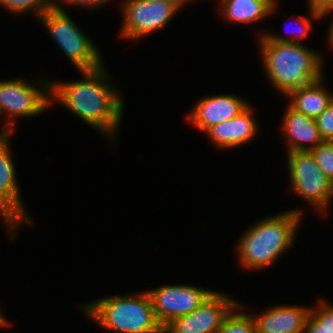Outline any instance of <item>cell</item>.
I'll return each instance as SVG.
<instances>
[{
    "label": "cell",
    "mask_w": 333,
    "mask_h": 333,
    "mask_svg": "<svg viewBox=\"0 0 333 333\" xmlns=\"http://www.w3.org/2000/svg\"><path fill=\"white\" fill-rule=\"evenodd\" d=\"M240 308L243 307L238 303L225 317L218 333H257L256 323L251 313H241Z\"/></svg>",
    "instance_id": "cell-18"
},
{
    "label": "cell",
    "mask_w": 333,
    "mask_h": 333,
    "mask_svg": "<svg viewBox=\"0 0 333 333\" xmlns=\"http://www.w3.org/2000/svg\"><path fill=\"white\" fill-rule=\"evenodd\" d=\"M45 81L38 82L41 86L43 84L42 88H36L19 78L0 82V115L10 116L6 115L8 120L4 130L14 133L17 117L36 116L50 106L51 81Z\"/></svg>",
    "instance_id": "cell-6"
},
{
    "label": "cell",
    "mask_w": 333,
    "mask_h": 333,
    "mask_svg": "<svg viewBox=\"0 0 333 333\" xmlns=\"http://www.w3.org/2000/svg\"><path fill=\"white\" fill-rule=\"evenodd\" d=\"M248 106L244 99L232 94L211 95L200 99L186 118L199 130L206 132L210 127L239 115Z\"/></svg>",
    "instance_id": "cell-11"
},
{
    "label": "cell",
    "mask_w": 333,
    "mask_h": 333,
    "mask_svg": "<svg viewBox=\"0 0 333 333\" xmlns=\"http://www.w3.org/2000/svg\"><path fill=\"white\" fill-rule=\"evenodd\" d=\"M320 300L318 306L311 308L310 314L329 332L333 333V306Z\"/></svg>",
    "instance_id": "cell-22"
},
{
    "label": "cell",
    "mask_w": 333,
    "mask_h": 333,
    "mask_svg": "<svg viewBox=\"0 0 333 333\" xmlns=\"http://www.w3.org/2000/svg\"><path fill=\"white\" fill-rule=\"evenodd\" d=\"M11 323H9L8 322V320H0V328L2 327V326H5L6 327V325L8 326V325H10Z\"/></svg>",
    "instance_id": "cell-30"
},
{
    "label": "cell",
    "mask_w": 333,
    "mask_h": 333,
    "mask_svg": "<svg viewBox=\"0 0 333 333\" xmlns=\"http://www.w3.org/2000/svg\"><path fill=\"white\" fill-rule=\"evenodd\" d=\"M294 21L297 22V24H299V26H300L299 31L297 30L298 32H297V34H295L296 35L295 39L288 38L287 36H280V35L278 36L277 34L273 35V33H267V32L261 33L260 36H263L265 34L271 41H274V42L301 43L298 41V39L306 37L311 32V29H312L311 23L312 22H311L310 18L305 17L303 15L302 16L300 15V17L296 18Z\"/></svg>",
    "instance_id": "cell-21"
},
{
    "label": "cell",
    "mask_w": 333,
    "mask_h": 333,
    "mask_svg": "<svg viewBox=\"0 0 333 333\" xmlns=\"http://www.w3.org/2000/svg\"><path fill=\"white\" fill-rule=\"evenodd\" d=\"M291 190L318 212L326 211L333 197V182L316 164L309 151L287 152Z\"/></svg>",
    "instance_id": "cell-7"
},
{
    "label": "cell",
    "mask_w": 333,
    "mask_h": 333,
    "mask_svg": "<svg viewBox=\"0 0 333 333\" xmlns=\"http://www.w3.org/2000/svg\"><path fill=\"white\" fill-rule=\"evenodd\" d=\"M54 4L55 0H0V6L5 7L10 12L20 14L31 11L36 15L37 19Z\"/></svg>",
    "instance_id": "cell-19"
},
{
    "label": "cell",
    "mask_w": 333,
    "mask_h": 333,
    "mask_svg": "<svg viewBox=\"0 0 333 333\" xmlns=\"http://www.w3.org/2000/svg\"><path fill=\"white\" fill-rule=\"evenodd\" d=\"M322 80L323 78H320L306 86L292 89L286 95L290 99L288 104L306 116L316 119L333 101V94L325 89Z\"/></svg>",
    "instance_id": "cell-16"
},
{
    "label": "cell",
    "mask_w": 333,
    "mask_h": 333,
    "mask_svg": "<svg viewBox=\"0 0 333 333\" xmlns=\"http://www.w3.org/2000/svg\"><path fill=\"white\" fill-rule=\"evenodd\" d=\"M0 131H1L0 134L6 132V130H4V128H2V130H0Z\"/></svg>",
    "instance_id": "cell-32"
},
{
    "label": "cell",
    "mask_w": 333,
    "mask_h": 333,
    "mask_svg": "<svg viewBox=\"0 0 333 333\" xmlns=\"http://www.w3.org/2000/svg\"><path fill=\"white\" fill-rule=\"evenodd\" d=\"M304 333H329L311 314L308 316Z\"/></svg>",
    "instance_id": "cell-27"
},
{
    "label": "cell",
    "mask_w": 333,
    "mask_h": 333,
    "mask_svg": "<svg viewBox=\"0 0 333 333\" xmlns=\"http://www.w3.org/2000/svg\"><path fill=\"white\" fill-rule=\"evenodd\" d=\"M156 319L165 328L174 319L198 308L214 291L194 285H170L147 291Z\"/></svg>",
    "instance_id": "cell-9"
},
{
    "label": "cell",
    "mask_w": 333,
    "mask_h": 333,
    "mask_svg": "<svg viewBox=\"0 0 333 333\" xmlns=\"http://www.w3.org/2000/svg\"><path fill=\"white\" fill-rule=\"evenodd\" d=\"M236 305L238 301L214 291L191 313L169 323L164 333H218L225 317Z\"/></svg>",
    "instance_id": "cell-10"
},
{
    "label": "cell",
    "mask_w": 333,
    "mask_h": 333,
    "mask_svg": "<svg viewBox=\"0 0 333 333\" xmlns=\"http://www.w3.org/2000/svg\"><path fill=\"white\" fill-rule=\"evenodd\" d=\"M0 216L1 218H3L2 220L6 223L5 225L8 226L7 228H9V230L11 231H14L11 232L12 234L9 235L10 237L14 238L15 237L14 234H16L15 231H17L16 229H18V226H20L21 224L1 204H0Z\"/></svg>",
    "instance_id": "cell-26"
},
{
    "label": "cell",
    "mask_w": 333,
    "mask_h": 333,
    "mask_svg": "<svg viewBox=\"0 0 333 333\" xmlns=\"http://www.w3.org/2000/svg\"><path fill=\"white\" fill-rule=\"evenodd\" d=\"M11 131L0 134V204L21 224H32L20 198V186L17 185L15 165L10 155Z\"/></svg>",
    "instance_id": "cell-12"
},
{
    "label": "cell",
    "mask_w": 333,
    "mask_h": 333,
    "mask_svg": "<svg viewBox=\"0 0 333 333\" xmlns=\"http://www.w3.org/2000/svg\"><path fill=\"white\" fill-rule=\"evenodd\" d=\"M258 38L263 68L269 81L283 95L323 78V59L312 48L302 43L274 42L265 34Z\"/></svg>",
    "instance_id": "cell-2"
},
{
    "label": "cell",
    "mask_w": 333,
    "mask_h": 333,
    "mask_svg": "<svg viewBox=\"0 0 333 333\" xmlns=\"http://www.w3.org/2000/svg\"><path fill=\"white\" fill-rule=\"evenodd\" d=\"M165 1L171 2L179 9H181L185 5V3L187 4V1L189 2L190 0H165Z\"/></svg>",
    "instance_id": "cell-28"
},
{
    "label": "cell",
    "mask_w": 333,
    "mask_h": 333,
    "mask_svg": "<svg viewBox=\"0 0 333 333\" xmlns=\"http://www.w3.org/2000/svg\"><path fill=\"white\" fill-rule=\"evenodd\" d=\"M309 152L326 177L333 182V141H323Z\"/></svg>",
    "instance_id": "cell-20"
},
{
    "label": "cell",
    "mask_w": 333,
    "mask_h": 333,
    "mask_svg": "<svg viewBox=\"0 0 333 333\" xmlns=\"http://www.w3.org/2000/svg\"><path fill=\"white\" fill-rule=\"evenodd\" d=\"M80 72L83 80L51 81V102L58 101L92 128L113 140L124 111L120 89L110 85L104 64L97 69Z\"/></svg>",
    "instance_id": "cell-1"
},
{
    "label": "cell",
    "mask_w": 333,
    "mask_h": 333,
    "mask_svg": "<svg viewBox=\"0 0 333 333\" xmlns=\"http://www.w3.org/2000/svg\"><path fill=\"white\" fill-rule=\"evenodd\" d=\"M302 213L300 209L281 212L248 227L236 247L241 266L260 270L273 264L292 246Z\"/></svg>",
    "instance_id": "cell-3"
},
{
    "label": "cell",
    "mask_w": 333,
    "mask_h": 333,
    "mask_svg": "<svg viewBox=\"0 0 333 333\" xmlns=\"http://www.w3.org/2000/svg\"><path fill=\"white\" fill-rule=\"evenodd\" d=\"M252 106H248L239 115L210 127L205 134L219 148H237L251 141L258 132V124L253 115Z\"/></svg>",
    "instance_id": "cell-13"
},
{
    "label": "cell",
    "mask_w": 333,
    "mask_h": 333,
    "mask_svg": "<svg viewBox=\"0 0 333 333\" xmlns=\"http://www.w3.org/2000/svg\"><path fill=\"white\" fill-rule=\"evenodd\" d=\"M320 135L324 141H333V101L316 118Z\"/></svg>",
    "instance_id": "cell-23"
},
{
    "label": "cell",
    "mask_w": 333,
    "mask_h": 333,
    "mask_svg": "<svg viewBox=\"0 0 333 333\" xmlns=\"http://www.w3.org/2000/svg\"><path fill=\"white\" fill-rule=\"evenodd\" d=\"M109 1L111 0H55V5L59 8V9H63L64 7H62V3H64V5H76L78 7H82L85 8H97V7H101L103 6L105 3H109Z\"/></svg>",
    "instance_id": "cell-25"
},
{
    "label": "cell",
    "mask_w": 333,
    "mask_h": 333,
    "mask_svg": "<svg viewBox=\"0 0 333 333\" xmlns=\"http://www.w3.org/2000/svg\"><path fill=\"white\" fill-rule=\"evenodd\" d=\"M93 321L117 333H164L147 290L134 295L101 298L82 306Z\"/></svg>",
    "instance_id": "cell-4"
},
{
    "label": "cell",
    "mask_w": 333,
    "mask_h": 333,
    "mask_svg": "<svg viewBox=\"0 0 333 333\" xmlns=\"http://www.w3.org/2000/svg\"><path fill=\"white\" fill-rule=\"evenodd\" d=\"M38 20L79 71L97 69L104 64L92 39L72 21L65 9L54 4Z\"/></svg>",
    "instance_id": "cell-5"
},
{
    "label": "cell",
    "mask_w": 333,
    "mask_h": 333,
    "mask_svg": "<svg viewBox=\"0 0 333 333\" xmlns=\"http://www.w3.org/2000/svg\"><path fill=\"white\" fill-rule=\"evenodd\" d=\"M310 18L320 20L333 11V0H308Z\"/></svg>",
    "instance_id": "cell-24"
},
{
    "label": "cell",
    "mask_w": 333,
    "mask_h": 333,
    "mask_svg": "<svg viewBox=\"0 0 333 333\" xmlns=\"http://www.w3.org/2000/svg\"><path fill=\"white\" fill-rule=\"evenodd\" d=\"M311 308L305 306H274L260 315H252L257 333H304Z\"/></svg>",
    "instance_id": "cell-14"
},
{
    "label": "cell",
    "mask_w": 333,
    "mask_h": 333,
    "mask_svg": "<svg viewBox=\"0 0 333 333\" xmlns=\"http://www.w3.org/2000/svg\"><path fill=\"white\" fill-rule=\"evenodd\" d=\"M0 320H7V319L4 317V315H1L0 313Z\"/></svg>",
    "instance_id": "cell-31"
},
{
    "label": "cell",
    "mask_w": 333,
    "mask_h": 333,
    "mask_svg": "<svg viewBox=\"0 0 333 333\" xmlns=\"http://www.w3.org/2000/svg\"><path fill=\"white\" fill-rule=\"evenodd\" d=\"M282 128L289 145L288 153L310 151L324 141L320 135L316 119L306 116L290 105L286 107Z\"/></svg>",
    "instance_id": "cell-15"
},
{
    "label": "cell",
    "mask_w": 333,
    "mask_h": 333,
    "mask_svg": "<svg viewBox=\"0 0 333 333\" xmlns=\"http://www.w3.org/2000/svg\"><path fill=\"white\" fill-rule=\"evenodd\" d=\"M219 3L222 16L237 24L258 22L277 9L276 0H220Z\"/></svg>",
    "instance_id": "cell-17"
},
{
    "label": "cell",
    "mask_w": 333,
    "mask_h": 333,
    "mask_svg": "<svg viewBox=\"0 0 333 333\" xmlns=\"http://www.w3.org/2000/svg\"><path fill=\"white\" fill-rule=\"evenodd\" d=\"M331 12H333V11H331ZM330 26H329V31H328V40H329V43H330V46H333V20H332V22H330V24H329Z\"/></svg>",
    "instance_id": "cell-29"
},
{
    "label": "cell",
    "mask_w": 333,
    "mask_h": 333,
    "mask_svg": "<svg viewBox=\"0 0 333 333\" xmlns=\"http://www.w3.org/2000/svg\"><path fill=\"white\" fill-rule=\"evenodd\" d=\"M121 4L124 20L120 35L131 40L162 29L179 11L177 6L165 0H125Z\"/></svg>",
    "instance_id": "cell-8"
}]
</instances>
